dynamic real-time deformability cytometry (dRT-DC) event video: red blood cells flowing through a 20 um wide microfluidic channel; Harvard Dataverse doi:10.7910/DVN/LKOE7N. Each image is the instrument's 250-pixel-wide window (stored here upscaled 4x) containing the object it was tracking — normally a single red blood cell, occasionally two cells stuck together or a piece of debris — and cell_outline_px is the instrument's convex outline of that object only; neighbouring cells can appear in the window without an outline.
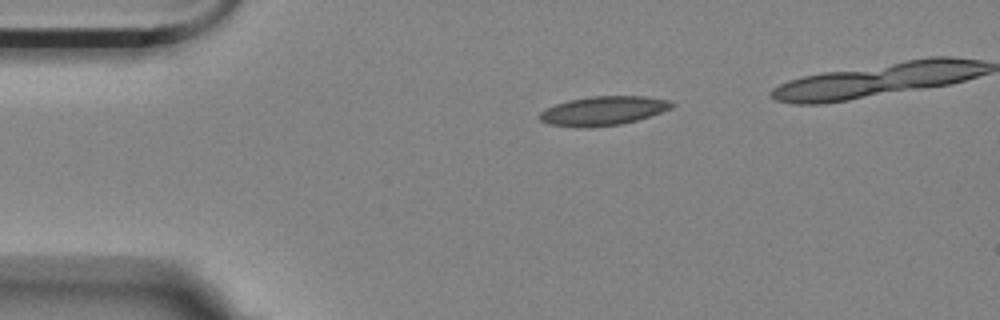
{"species": "Egyptian fruit bat (a non-hibernating species)", "species_latin": "Rousettus aegyptiacus", "temperature_condition": "room temperature", "stored_images_in_passage": 3, "camera_frame_rate_fps": 3000, "um_per_image_px": 0.085, "animal": {"sex": "female"}, "frame": {"image": 1, "passage_image": 1, "time_ms": 0.0, "image_size_px": [1000, 320], "cell_outline_px": [[676, 104], [672, 108], [636, 120], [620, 124], [588, 128], [584, 128], [548, 124], [540, 120], [536, 116], [540, 112], [556, 104], [568, 100], [592, 96], [644, 96], [672, 100]], "centroid_in_image_um": [51.27, 9.41], "position_along_channel_um": 33.7, "area_um2": 22.43}}